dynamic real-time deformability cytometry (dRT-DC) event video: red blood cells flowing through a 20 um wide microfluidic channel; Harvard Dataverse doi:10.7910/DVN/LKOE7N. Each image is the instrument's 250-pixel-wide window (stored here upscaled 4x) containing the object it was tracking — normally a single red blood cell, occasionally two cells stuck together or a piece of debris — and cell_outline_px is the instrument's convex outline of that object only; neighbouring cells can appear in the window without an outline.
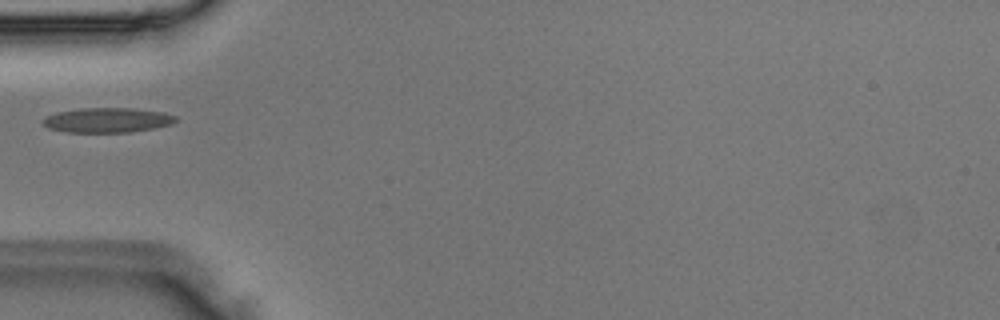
{"species": "Egyptian fruit bat (a non-hibernating species)", "species_latin": "Rousettus aegyptiacus", "temperature_condition": "room temperature", "stored_images_in_passage": 27, "camera_frame_rate_fps": 3000, "um_per_image_px": 0.085, "animal": {"sex": "male"}, "frame": {"image": 1, "passage_image": 1, "time_ms": 0.0, "image_size_px": [1000, 320], "cell_outline_px": [[176, 120], [172, 124], [132, 132], [68, 132], [48, 128], [40, 120], [56, 112], [84, 108], [132, 108], [164, 112], [176, 116]], "centroid_in_image_um": [9.13, 10.21], "position_along_channel_um": 75.9, "area_um2": 19.07}}
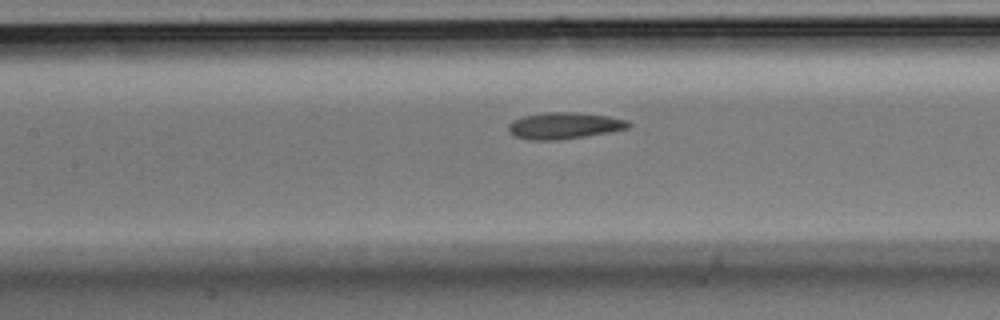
{"frame": {"image": 2, "passage_image": 7, "time_ms": 2.0, "image_size_px": [1000, 320], "cell_outline_px": [[632, 124], [628, 128], [608, 132], [584, 136], [556, 140], [528, 140], [512, 136], [508, 132], [508, 124], [512, 120], [524, 116], [544, 112], [572, 112], [608, 116], [628, 120]], "centroid_in_image_um": [47.9, 10.68], "position_along_channel_um": 159.5, "area_um2": 18.61}}
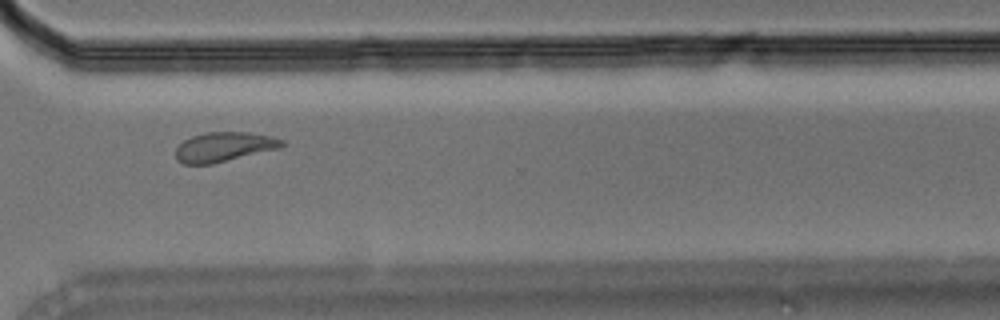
{"frame": {"image": 3, "passage_image": 21, "time_ms": 6.667, "image_size_px": [1000, 320], "cell_outline_px": [[284, 144], [280, 148], [212, 164], [184, 164], [176, 160], [176, 148], [184, 140], [192, 136], [208, 132], [248, 132], [272, 136], [284, 140]], "centroid_in_image_um": [19.05, 12.48], "position_along_channel_um": 351.6, "area_um2": 18.26}}